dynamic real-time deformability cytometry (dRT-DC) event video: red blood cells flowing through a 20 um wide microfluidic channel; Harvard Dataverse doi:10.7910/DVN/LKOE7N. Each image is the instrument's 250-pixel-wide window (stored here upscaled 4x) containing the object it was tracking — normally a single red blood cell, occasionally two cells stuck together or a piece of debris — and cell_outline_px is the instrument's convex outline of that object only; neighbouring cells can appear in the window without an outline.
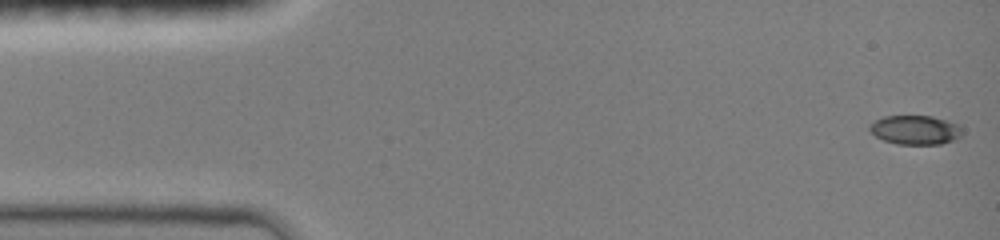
{"species": "common noctule bat (a hibernating species)", "species_latin": "Nyctalus noctula", "temperature_condition": "room temperature", "stored_images_in_passage": 43, "camera_frame_rate_fps": 3000, "um_per_image_px": 0.085, "animal": {"sex": "female", "body_mass_g": 19.0, "forearm_length_mm": 51.5}, "frame": {"image": 1, "passage_image": 1, "time_ms": 0.0, "image_size_px": [1000, 240], "cell_outline_px": [[964, 132], [960, 136], [952, 140], [940, 144], [896, 144], [884, 140], [876, 136], [868, 128], [868, 124], [884, 116], [932, 116], [956, 124]], "centroid_in_image_um": [77.76, 11.04], "position_along_channel_um": 7.2, "area_um2": 15.55}}
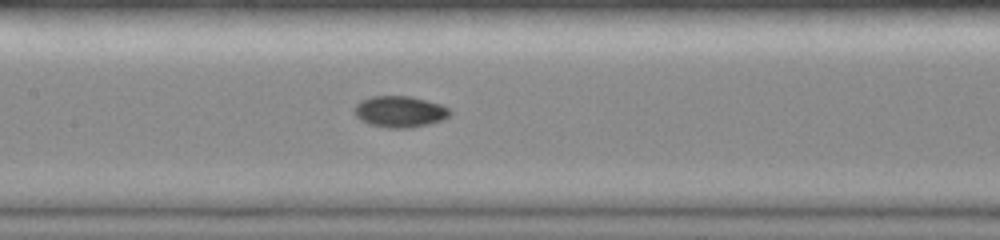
{"frame": {"image": 2, "passage_image": 19, "time_ms": 7.0, "image_size_px": [1000, 240], "cell_outline_px": [[452, 112], [444, 120], [428, 124], [408, 128], [388, 128], [368, 124], [360, 120], [352, 112], [352, 108], [360, 100], [372, 96], [412, 96], [440, 104], [448, 108]], "centroid_in_image_um": [33.94, 9.49], "position_along_channel_um": 173.5, "area_um2": 17.69}}
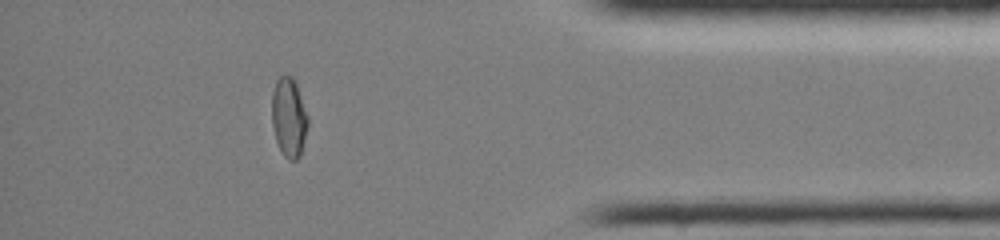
{"frame": {"image": 3, "passage_image": 37, "time_ms": 13.333, "image_size_px": [1000, 240], "cell_outline_px": [[308, 124], [300, 156], [296, 160], [288, 160], [284, 156], [276, 140], [272, 124], [272, 92], [276, 80], [280, 76], [292, 76], [296, 84], [308, 116]], "centroid_in_image_um": [24.55, 9.98], "position_along_channel_um": 410.7, "area_um2": 16.53}}